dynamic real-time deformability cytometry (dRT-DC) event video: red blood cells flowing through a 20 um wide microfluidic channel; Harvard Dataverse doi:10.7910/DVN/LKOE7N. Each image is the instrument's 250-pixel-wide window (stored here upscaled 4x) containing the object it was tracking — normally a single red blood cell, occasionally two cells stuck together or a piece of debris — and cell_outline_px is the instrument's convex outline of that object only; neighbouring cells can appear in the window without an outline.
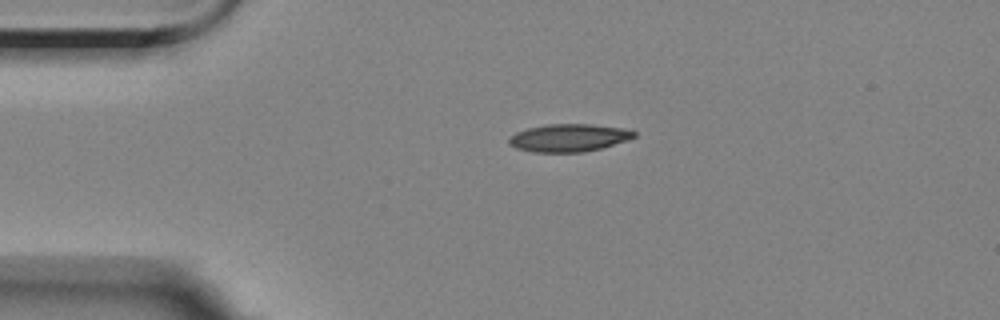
{"species": "Egyptian fruit bat (a non-hibernating species)", "species_latin": "Rousettus aegyptiacus", "temperature_condition": "room temperature", "stored_images_in_passage": 2, "camera_frame_rate_fps": 3000, "um_per_image_px": 0.085, "animal": {"sex": "female"}, "frame": {"image": 1, "passage_image": 1, "time_ms": 0.0, "image_size_px": [1000, 320], "cell_outline_px": [[636, 136], [628, 140], [600, 148], [584, 152], [532, 152], [516, 148], [508, 144], [508, 136], [516, 132], [528, 128], [548, 124], [592, 124], [624, 128], [636, 132]], "centroid_in_image_um": [48.32, 11.71], "position_along_channel_um": 36.7, "area_um2": 20.29}}